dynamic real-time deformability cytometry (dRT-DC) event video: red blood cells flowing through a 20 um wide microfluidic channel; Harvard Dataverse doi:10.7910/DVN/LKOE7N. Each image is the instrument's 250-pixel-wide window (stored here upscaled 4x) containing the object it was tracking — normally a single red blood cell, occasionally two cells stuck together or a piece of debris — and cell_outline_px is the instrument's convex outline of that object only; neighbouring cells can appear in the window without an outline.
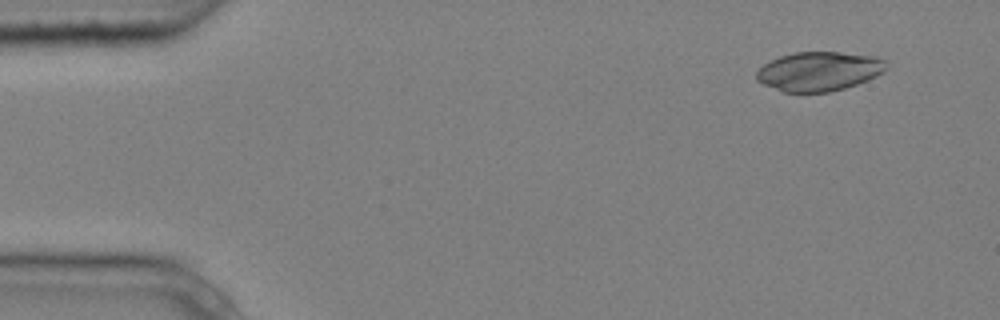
{"species": "common noctule bat (a hibernating species)", "species_latin": "Nyctalus noctula", "temperature_condition": "cold", "stored_images_in_passage": 4, "camera_frame_rate_fps": 3000, "um_per_image_px": 0.085, "animal": {"sex": "male", "body_mass_g": 20.4}, "frame": {"image": 1, "passage_image": 2, "time_ms": 0.333, "image_size_px": [1000, 320], "cell_outline_px": [[888, 68], [884, 72], [868, 80], [844, 88], [828, 92], [784, 92], [764, 84], [756, 80], [756, 72], [764, 64], [780, 56], [796, 52], [840, 52], [872, 56], [884, 60]], "centroid_in_image_um": [69.62, 6.06], "position_along_channel_um": 15.4, "area_um2": 29.48}}
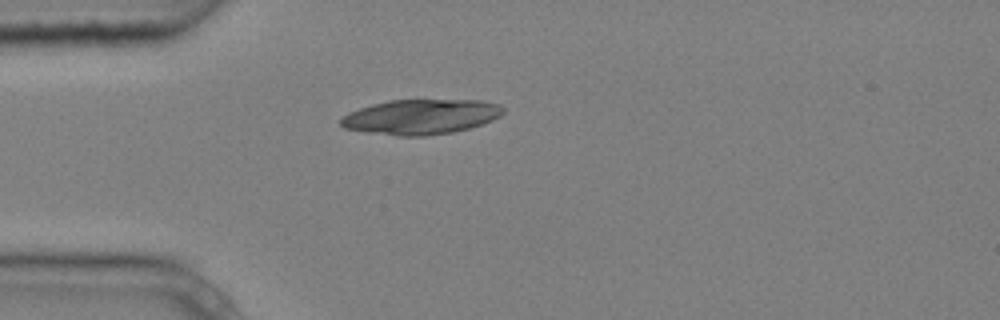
{"frame": {"image": 2, "passage_image": 4, "time_ms": 1.0, "image_size_px": [1000, 320], "cell_outline_px": [[504, 112], [500, 116], [492, 120], [468, 128], [452, 132], [424, 136], [396, 136], [368, 132], [344, 128], [340, 124], [340, 120], [344, 116], [360, 108], [372, 104], [388, 100], [484, 100], [500, 104], [504, 108]], "centroid_in_image_um": [35.8, 9.92], "position_along_channel_um": 49.2, "area_um2": 33.0}}